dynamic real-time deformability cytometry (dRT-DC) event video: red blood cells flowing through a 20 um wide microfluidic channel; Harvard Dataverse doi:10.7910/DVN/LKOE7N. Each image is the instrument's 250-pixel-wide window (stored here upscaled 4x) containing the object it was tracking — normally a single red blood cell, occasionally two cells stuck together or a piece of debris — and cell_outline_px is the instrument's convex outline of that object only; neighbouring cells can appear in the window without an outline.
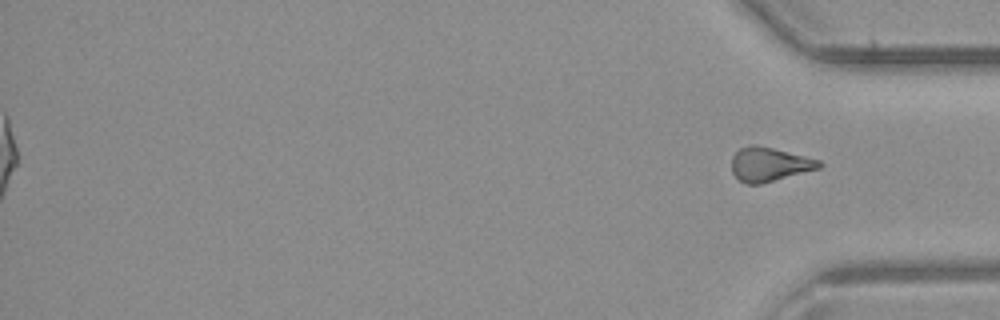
{"species": "common noctule bat (a hibernating species)", "species_latin": "Nyctalus noctula", "temperature_condition": "room temperature", "stored_images_in_passage": 35, "segment_of_instrument_passage": [2, 2], "camera_frame_rate_fps": 3000, "um_per_image_px": 0.085, "animal": {"sex": "male", "body_mass_g": 23.1, "forearm_length_mm": 52.7}, "frame": {"image": 1, "passage_image": 35, "time_ms": 11.333, "image_size_px": [1000, 320], "cell_outline_px": [[824, 164], [820, 168], [760, 184], [748, 184], [740, 180], [732, 172], [732, 156], [740, 148], [752, 144], [756, 144], [820, 160]], "centroid_in_image_um": [65.39, 13.96], "position_along_channel_um": 369.8, "area_um2": 17.17}}